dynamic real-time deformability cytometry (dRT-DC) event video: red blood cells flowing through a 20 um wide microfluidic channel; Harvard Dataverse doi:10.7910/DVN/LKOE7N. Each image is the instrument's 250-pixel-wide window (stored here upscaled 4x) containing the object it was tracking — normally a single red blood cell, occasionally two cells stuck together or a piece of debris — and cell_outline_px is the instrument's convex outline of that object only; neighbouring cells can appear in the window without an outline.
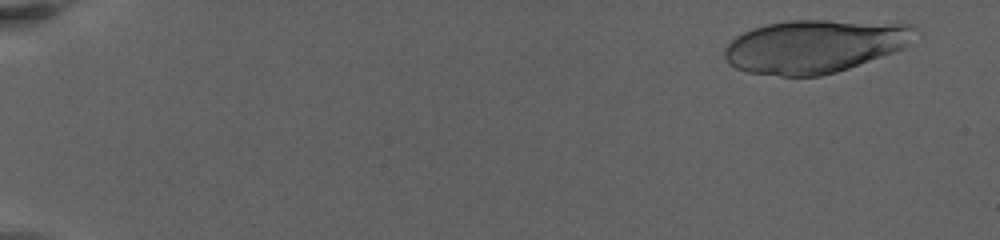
{"species": "human", "species_latin": "Homo sapiens", "temperature_condition": "warm", "stored_images_in_passage": 30, "camera_frame_rate_fps": 3000, "um_per_image_px": 0.085, "donor": {"sex": "female"}, "frame": {"image": 1, "passage_image": 1, "time_ms": 0.0, "image_size_px": [1000, 240], "cell_outline_px": [[920, 32], [904, 48], [848, 68], [836, 72], [820, 76], [780, 76], [748, 72], [736, 68], [728, 64], [724, 56], [724, 48], [736, 36], [752, 28], [768, 24], [788, 20], [900, 20], [916, 24], [920, 28]], "centroid_in_image_um": [69.38, 3.88], "position_along_channel_um": 15.6, "area_um2": 60.4}}
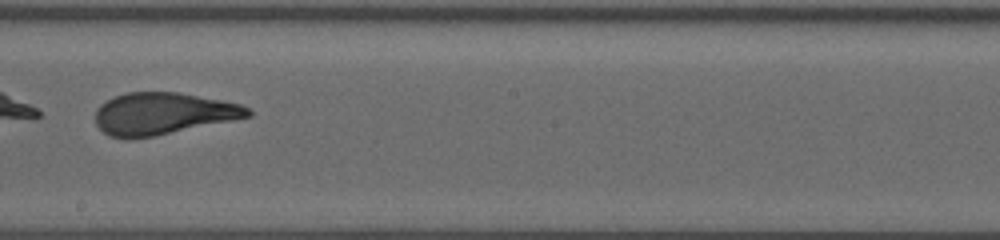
{"frame": {"image": 2, "passage_image": 21, "time_ms": 12.667, "image_size_px": [1000, 240], "cell_outline_px": [[252, 116], [152, 136], [108, 136], [96, 124], [96, 108], [100, 104], [112, 96], [128, 92], [176, 92], [224, 100], [240, 104], [248, 108], [252, 112]], "centroid_in_image_um": [13.85, 9.62], "position_along_channel_um": 234.3, "area_um2": 36.65}}
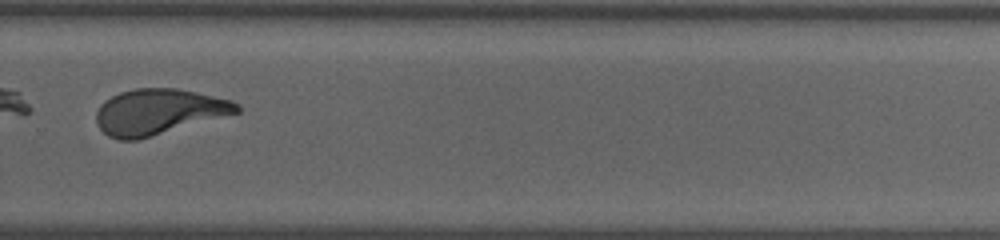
{"frame": {"image": 3, "passage_image": 26, "time_ms": 15.333, "image_size_px": [1000, 240], "cell_outline_px": [[240, 112], [152, 136], [136, 140], [120, 140], [108, 136], [96, 124], [96, 112], [100, 104], [104, 100], [120, 92], [136, 88], [176, 88], [196, 92], [232, 100], [240, 104]], "centroid_in_image_um": [13.47, 9.5], "position_along_channel_um": 316.3, "area_um2": 37.34}, "authors_computed_cell_mechanics": {"area_um2": 40.4022, "velocity_mm_per_s": 3.0722, "shape_relaxation_time_tau1_ms": 1.985, "shape_relaxation_time_tau2_ms": 1.5258, "deformation_change_tau1": 0.3065, "deformation_change_tau2": 0.1027}}